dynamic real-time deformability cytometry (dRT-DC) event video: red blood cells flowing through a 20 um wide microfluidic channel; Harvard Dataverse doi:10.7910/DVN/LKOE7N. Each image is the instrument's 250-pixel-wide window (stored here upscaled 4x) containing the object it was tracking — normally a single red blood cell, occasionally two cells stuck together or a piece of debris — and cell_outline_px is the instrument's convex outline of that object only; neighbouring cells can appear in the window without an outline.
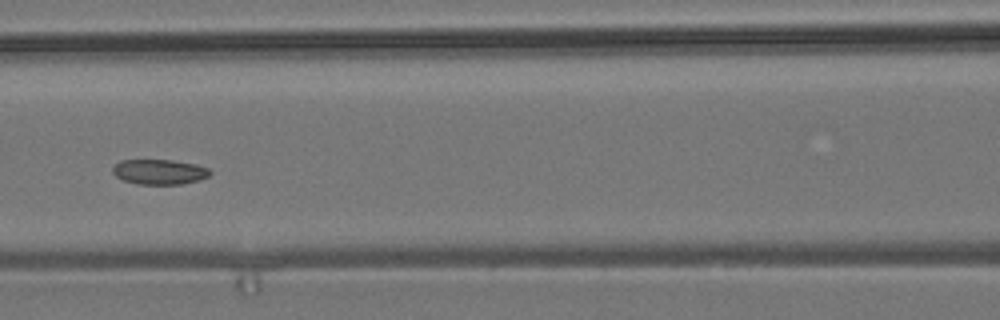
{"species": "common noctule bat (a hibernating species)", "species_latin": "Nyctalus noctula", "temperature_condition": "room temperature", "stored_images_in_passage": 10, "camera_frame_rate_fps": 3000, "um_per_image_px": 0.085, "animal": {"sex": "male", "body_mass_g": 19.2, "forearm_length_mm": 51.8}, "frame": {"image": 1, "passage_image": 7, "time_ms": 8.0, "image_size_px": [1000, 320], "cell_outline_px": [[212, 172], [208, 176], [200, 180], [180, 184], [136, 184], [124, 180], [116, 176], [112, 172], [112, 168], [120, 160], [172, 160], [196, 164], [208, 168]], "centroid_in_image_um": [13.55, 14.6], "position_along_channel_um": 153.0, "area_um2": 14.22}}
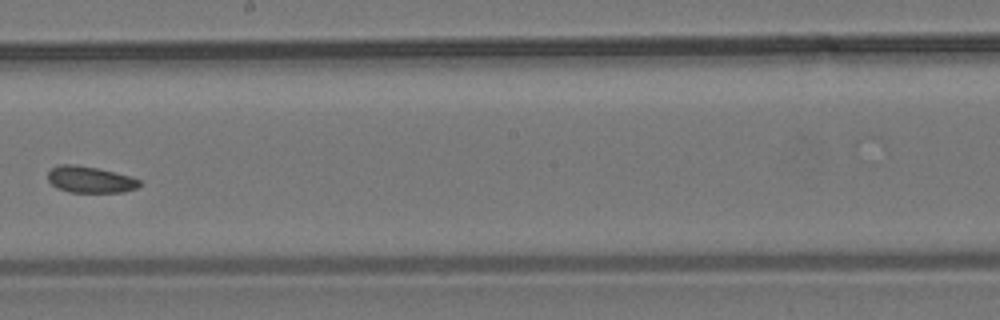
{"frame": {"image": 2, "passage_image": 9, "time_ms": 10.333, "image_size_px": [1000, 320], "cell_outline_px": [[140, 184], [136, 188], [124, 192], [68, 192], [56, 188], [48, 180], [48, 172], [52, 168], [60, 164], [76, 164], [96, 168], [132, 176], [140, 180]], "centroid_in_image_um": [7.65, 15.26], "position_along_channel_um": 240.6, "area_um2": 14.16}}
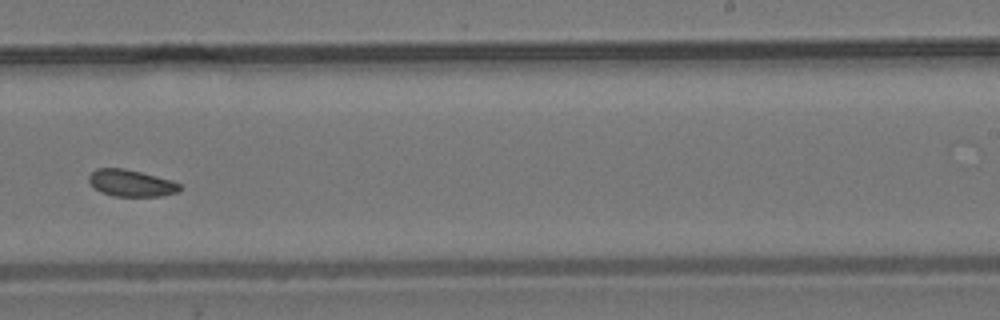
{"frame": {"image": 3, "passage_image": 10, "time_ms": 11.333, "image_size_px": [1000, 320], "cell_outline_px": [[180, 192], [160, 196], [112, 196], [100, 192], [88, 180], [88, 176], [96, 168], [124, 168], [172, 180], [180, 184]], "centroid_in_image_um": [11.15, 15.57], "position_along_channel_um": 277.9, "area_um2": 14.16}}